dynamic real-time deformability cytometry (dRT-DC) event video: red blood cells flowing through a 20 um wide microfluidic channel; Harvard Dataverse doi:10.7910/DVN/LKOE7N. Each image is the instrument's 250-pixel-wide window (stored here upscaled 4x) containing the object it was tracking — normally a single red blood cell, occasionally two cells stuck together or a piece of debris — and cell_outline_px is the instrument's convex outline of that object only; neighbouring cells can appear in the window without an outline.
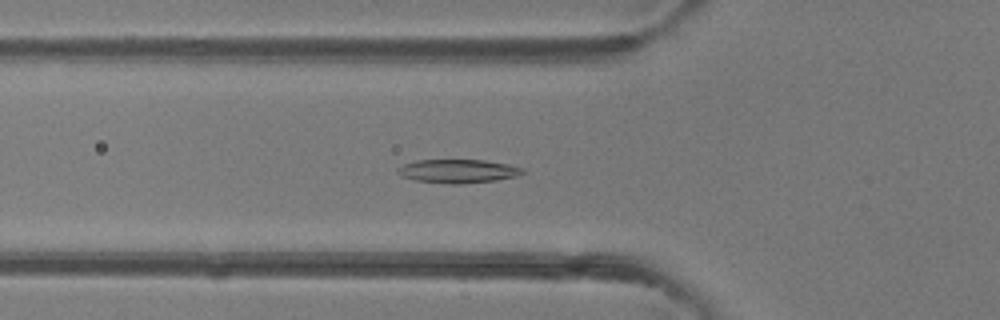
{"species": "common noctule bat (a hibernating species)", "species_latin": "Nyctalus noctula", "temperature_condition": "room temperature", "stored_images_in_passage": 33, "camera_frame_rate_fps": 3000, "um_per_image_px": 0.085, "animal": {"sex": "female"}, "frame": {"image": 1, "passage_image": 4, "time_ms": 1.0, "image_size_px": [1000, 320], "cell_outline_px": [[524, 172], [520, 176], [496, 180], [460, 184], [452, 184], [416, 180], [400, 176], [396, 172], [396, 168], [404, 164], [416, 160], [484, 160], [508, 164], [524, 168]], "centroid_in_image_um": [38.93, 14.54], "position_along_channel_um": 86.9, "area_um2": 17.28}}
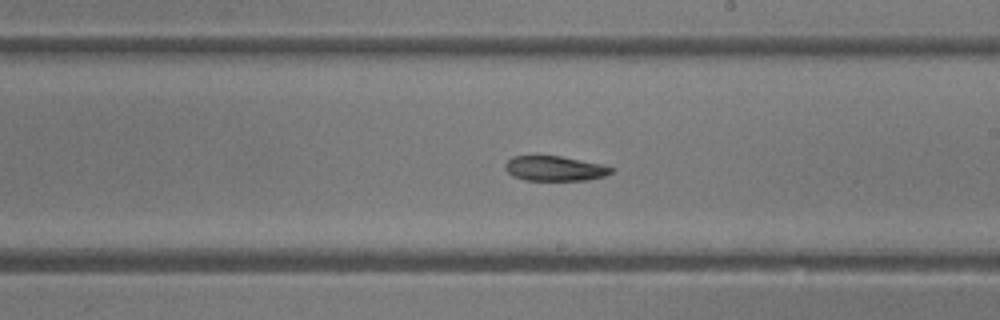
{"frame": {"image": 2, "passage_image": 15, "time_ms": 4.667, "image_size_px": [1000, 320], "cell_outline_px": [[616, 168], [612, 172], [604, 176], [588, 180], [524, 180], [512, 176], [504, 168], [504, 164], [512, 156], [560, 156], [604, 164]], "centroid_in_image_um": [47.17, 14.32], "position_along_channel_um": 241.8, "area_um2": 15.55}}
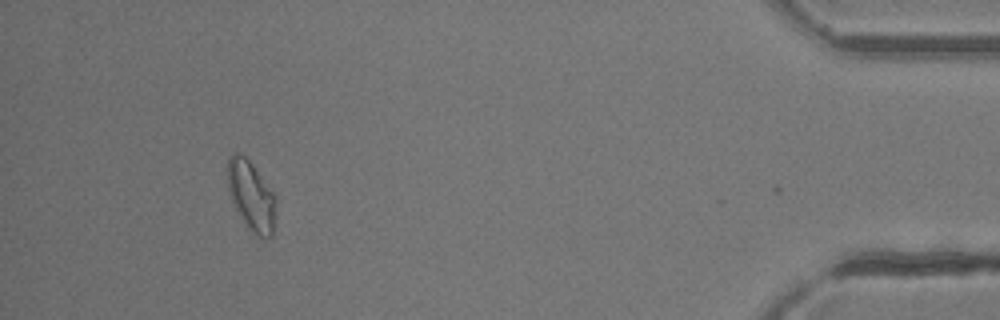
{"frame": {"image": 3, "passage_image": 32, "time_ms": 10.333, "image_size_px": [1000, 320], "cell_outline_px": [[276, 200], [272, 236], [256, 236], [248, 228], [240, 216], [232, 200], [228, 188], [228, 156], [232, 152], [240, 152], [252, 164], [276, 196]], "centroid_in_image_um": [21.34, 16.61], "position_along_channel_um": 413.9, "area_um2": 19.31}}